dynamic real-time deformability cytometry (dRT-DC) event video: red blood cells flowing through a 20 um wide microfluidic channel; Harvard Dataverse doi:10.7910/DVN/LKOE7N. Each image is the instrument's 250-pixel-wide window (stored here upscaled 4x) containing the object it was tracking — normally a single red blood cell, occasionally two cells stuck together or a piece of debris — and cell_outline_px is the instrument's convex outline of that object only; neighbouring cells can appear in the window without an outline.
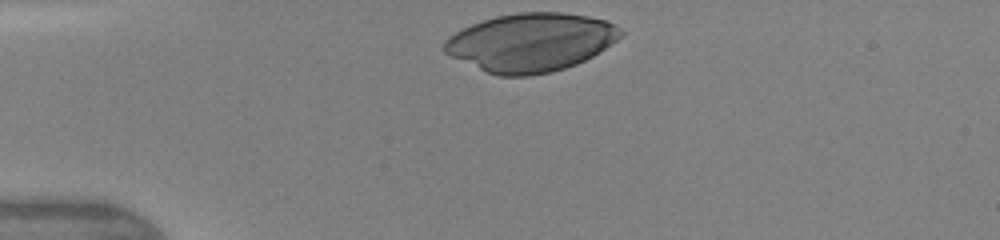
{"species": "human", "species_latin": "Homo sapiens", "temperature_condition": "warm", "stored_images_in_passage": 5, "camera_frame_rate_fps": 3000, "um_per_image_px": 0.085, "donor": {"sex": "female"}, "frame": {"image": 1, "passage_image": 1, "time_ms": 0.0, "image_size_px": [1000, 240], "cell_outline_px": [[624, 32], [616, 40], [592, 56], [576, 64], [552, 72], [528, 76], [496, 76], [452, 56], [444, 52], [440, 48], [444, 40], [448, 36], [472, 24], [496, 16], [516, 12], [560, 12], [588, 16], [604, 20], [616, 24]], "centroid_in_image_um": [45.1, 3.59], "position_along_channel_um": 39.9, "area_um2": 59.77}}